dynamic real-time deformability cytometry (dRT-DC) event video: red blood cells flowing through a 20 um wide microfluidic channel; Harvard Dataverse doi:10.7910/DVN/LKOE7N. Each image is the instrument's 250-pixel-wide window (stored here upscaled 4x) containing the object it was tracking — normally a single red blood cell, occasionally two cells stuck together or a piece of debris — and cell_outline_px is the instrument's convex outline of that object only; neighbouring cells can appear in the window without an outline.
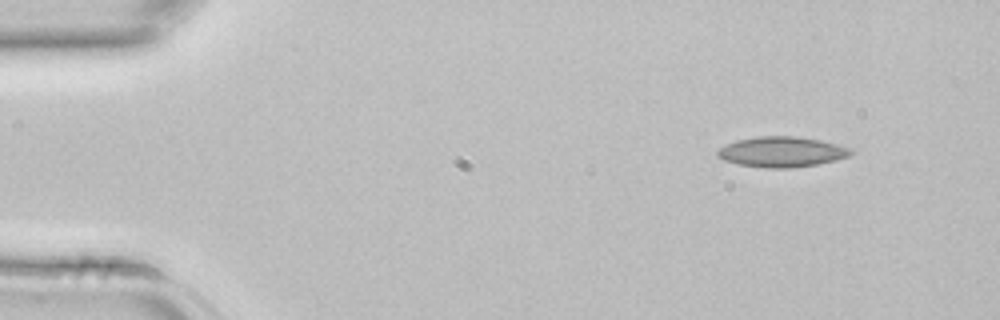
{"species": "common noctule bat (a hibernating species)", "species_latin": "Nyctalus noctula", "temperature_condition": "room temperature", "stored_images_in_passage": 3, "camera_frame_rate_fps": 3000, "um_per_image_px": 0.085, "animal": {"sex": "female", "body_mass_g": 22.7, "forearm_length_mm": 54.2}, "frame": {"image": 1, "passage_image": 1, "time_ms": 0.0, "image_size_px": [1000, 320], "cell_outline_px": [[856, 152], [852, 156], [836, 160], [816, 164], [792, 168], [768, 168], [740, 164], [724, 160], [716, 152], [720, 148], [736, 140], [756, 136], [796, 136], [820, 140], [836, 144], [848, 148]], "centroid_in_image_um": [66.5, 12.9], "position_along_channel_um": 18.5, "area_um2": 23.47}}